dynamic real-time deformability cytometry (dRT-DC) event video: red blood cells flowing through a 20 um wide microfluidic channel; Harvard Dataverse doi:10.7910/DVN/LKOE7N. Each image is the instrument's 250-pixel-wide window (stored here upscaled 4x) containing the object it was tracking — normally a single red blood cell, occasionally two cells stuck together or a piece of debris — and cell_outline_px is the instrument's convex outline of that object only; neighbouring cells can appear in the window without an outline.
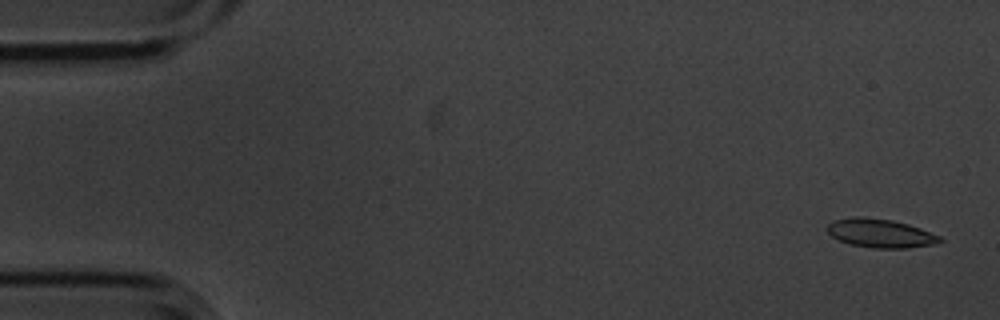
{"species": "common noctule bat (a hibernating species)", "species_latin": "Nyctalus noctula", "temperature_condition": "cold", "stored_images_in_passage": 5, "camera_frame_rate_fps": 3000, "um_per_image_px": 0.085, "animal": {"sex": "male", "body_mass_g": 20.1, "forearm_length_mm": 53.5}, "frame": {"image": 1, "passage_image": 1, "time_ms": 0.0, "image_size_px": [1000, 320], "cell_outline_px": [[944, 240], [936, 244], [908, 248], [872, 248], [848, 244], [832, 236], [824, 228], [828, 224], [836, 220], [852, 216], [864, 216], [892, 220], [908, 224], [920, 228], [940, 236]], "centroid_in_image_um": [74.82, 19.82], "position_along_channel_um": 10.2, "area_um2": 19.02}}
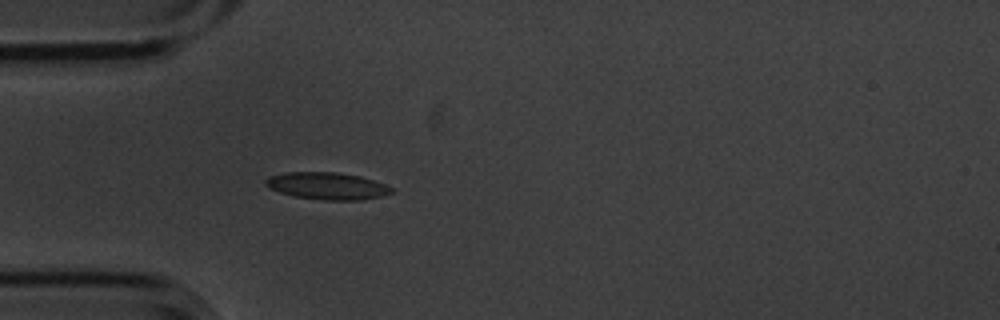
{"frame": {"image": 2, "passage_image": 5, "time_ms": 1.333, "image_size_px": [1000, 320], "cell_outline_px": [[392, 192], [380, 196], [360, 200], [324, 200], [296, 196], [280, 192], [268, 188], [264, 184], [264, 180], [268, 176], [284, 172], [336, 172], [360, 176], [384, 184], [392, 188]], "centroid_in_image_um": [27.75, 15.79], "position_along_channel_um": 57.3, "area_um2": 19.77}}